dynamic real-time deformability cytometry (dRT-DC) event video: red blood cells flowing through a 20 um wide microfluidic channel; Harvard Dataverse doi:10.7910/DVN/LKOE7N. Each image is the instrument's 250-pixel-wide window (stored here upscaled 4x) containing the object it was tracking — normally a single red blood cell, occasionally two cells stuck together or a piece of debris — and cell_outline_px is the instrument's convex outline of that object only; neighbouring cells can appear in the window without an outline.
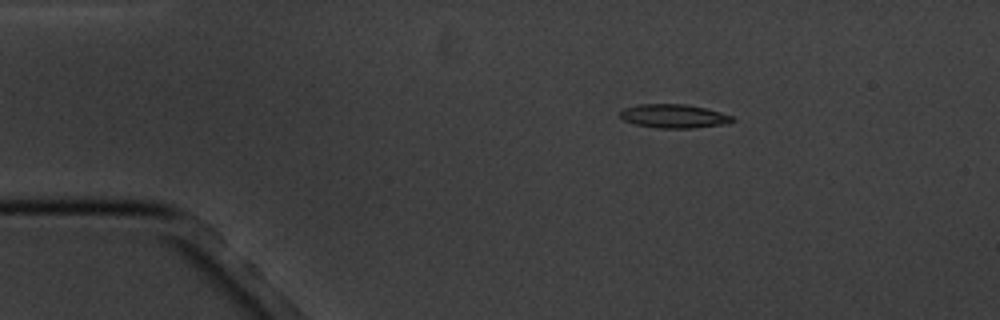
{"species": "common noctule bat (a hibernating species)", "species_latin": "Nyctalus noctula", "temperature_condition": "cold", "stored_images_in_passage": 6, "camera_frame_rate_fps": 3000, "um_per_image_px": 0.085, "animal": {"sex": "male", "body_mass_g": 20.1, "forearm_length_mm": 53.5}, "frame": {"image": 1, "passage_image": 3, "time_ms": 2.333, "image_size_px": [1000, 320], "cell_outline_px": [[736, 120], [728, 124], [692, 128], [660, 128], [636, 124], [624, 120], [620, 116], [620, 112], [624, 108], [640, 104], [684, 104], [704, 108], [720, 112], [732, 116]], "centroid_in_image_um": [57.31, 9.87], "position_along_channel_um": 27.7, "area_um2": 15.43}}
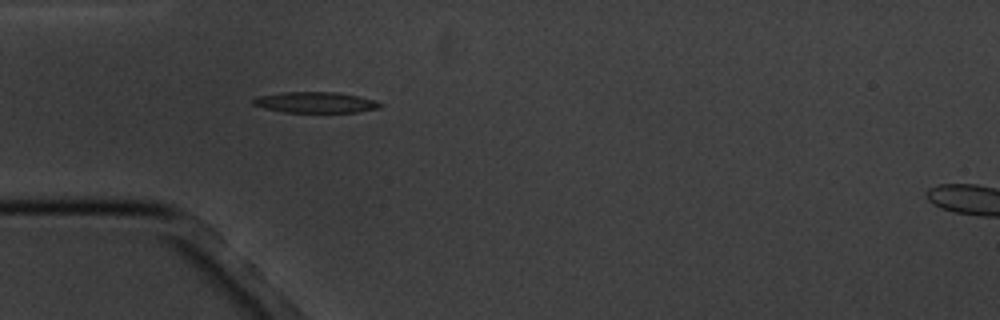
{"frame": {"image": 2, "passage_image": 5, "time_ms": 4.667, "image_size_px": [1000, 320], "cell_outline_px": [[384, 104], [380, 108], [356, 112], [284, 112], [264, 108], [252, 104], [252, 100], [260, 96], [284, 92], [336, 92], [376, 100]], "centroid_in_image_um": [26.85, 8.71], "position_along_channel_um": 58.2, "area_um2": 15.32}}